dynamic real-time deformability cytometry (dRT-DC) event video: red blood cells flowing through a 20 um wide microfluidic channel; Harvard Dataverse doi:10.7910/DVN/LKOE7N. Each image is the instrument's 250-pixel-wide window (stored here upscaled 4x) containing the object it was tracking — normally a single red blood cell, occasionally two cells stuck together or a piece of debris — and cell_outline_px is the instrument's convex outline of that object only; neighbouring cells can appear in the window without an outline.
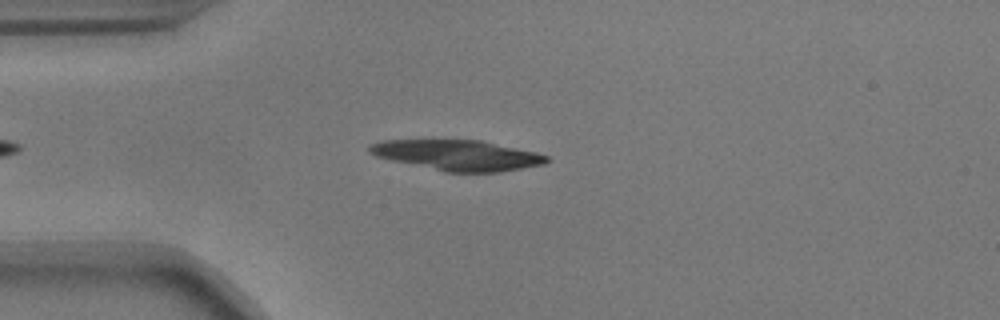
{"species": "common noctule bat (a hibernating species)", "species_latin": "Nyctalus noctula", "temperature_condition": "warm", "stored_images_in_passage": 43, "camera_frame_rate_fps": 3000, "um_per_image_px": 0.085, "animal": {"sex": "male", "body_mass_g": 17.9}, "frame": {"image": 1, "passage_image": 6, "time_ms": 1.667, "image_size_px": [1000, 320], "cell_outline_px": [[548, 160], [544, 164], [500, 172], [444, 172], [392, 160], [376, 156], [368, 152], [368, 144], [380, 140], [480, 140], [536, 152], [548, 156]], "centroid_in_image_um": [38.85, 13.19], "position_along_channel_um": 46.1, "area_um2": 31.33}}